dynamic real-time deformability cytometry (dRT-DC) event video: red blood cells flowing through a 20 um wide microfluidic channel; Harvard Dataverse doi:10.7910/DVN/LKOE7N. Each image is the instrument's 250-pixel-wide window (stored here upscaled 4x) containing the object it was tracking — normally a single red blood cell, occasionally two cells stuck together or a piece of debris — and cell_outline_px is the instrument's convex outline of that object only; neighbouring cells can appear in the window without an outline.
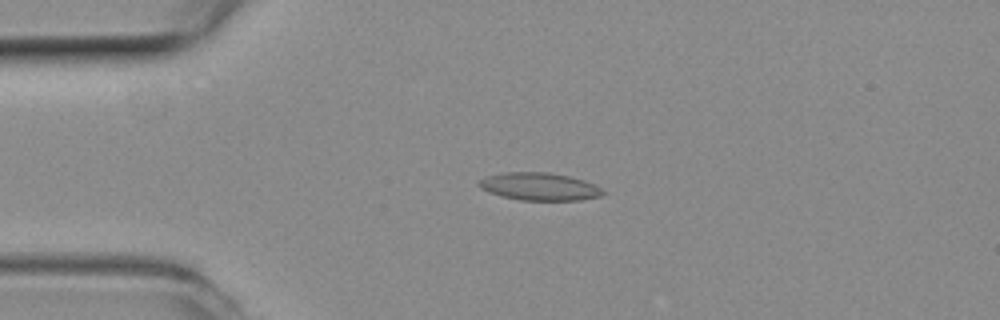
{"species": "common noctule bat (a hibernating species)", "species_latin": "Nyctalus noctula", "temperature_condition": "room temperature", "stored_images_in_passage": 48, "camera_frame_rate_fps": 3000, "um_per_image_px": 0.085, "animal": {"sex": "female", "body_mass_g": 19.3, "forearm_length_mm": 54.1}, "frame": {"image": 1, "passage_image": 12, "time_ms": 3.667, "image_size_px": [1000, 320], "cell_outline_px": [[604, 196], [580, 200], [520, 200], [500, 196], [488, 192], [480, 188], [476, 184], [484, 176], [504, 172], [548, 172], [568, 176], [584, 180], [600, 188], [604, 192]], "centroid_in_image_um": [45.8, 15.86], "position_along_channel_um": 39.2, "area_um2": 20.11}}
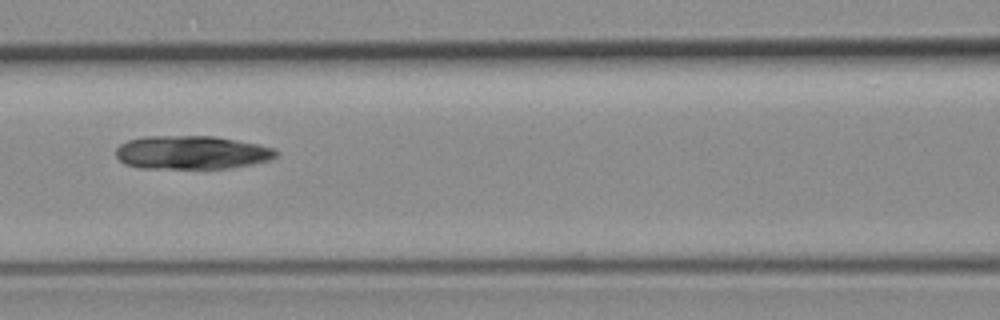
{"frame": {"image": 2, "passage_image": 22, "time_ms": 7.0, "image_size_px": [1000, 320], "cell_outline_px": [[280, 152], [276, 156], [268, 160], [252, 164], [228, 168], [140, 168], [124, 164], [116, 156], [116, 148], [120, 144], [128, 140], [144, 136], [216, 136], [276, 148]], "centroid_in_image_um": [16.28, 12.96], "position_along_channel_um": 150.3, "area_um2": 31.33}}
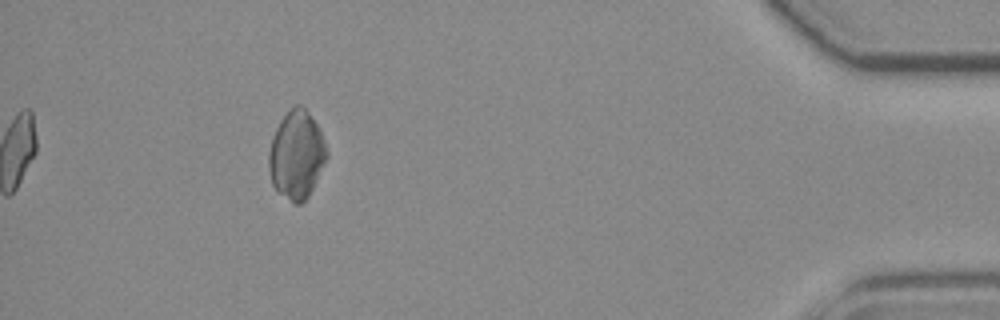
{"frame": {"image": 3, "passage_image": 48, "time_ms": 15.667, "image_size_px": [1000, 320], "cell_outline_px": [[328, 156], [308, 196], [300, 204], [296, 204], [280, 192], [272, 184], [268, 168], [268, 152], [272, 136], [280, 120], [296, 104], [300, 104], [308, 112], [316, 124], [324, 140], [328, 152]], "centroid_in_image_um": [25.19, 13.15], "position_along_channel_um": 410.0, "area_um2": 29.3}}